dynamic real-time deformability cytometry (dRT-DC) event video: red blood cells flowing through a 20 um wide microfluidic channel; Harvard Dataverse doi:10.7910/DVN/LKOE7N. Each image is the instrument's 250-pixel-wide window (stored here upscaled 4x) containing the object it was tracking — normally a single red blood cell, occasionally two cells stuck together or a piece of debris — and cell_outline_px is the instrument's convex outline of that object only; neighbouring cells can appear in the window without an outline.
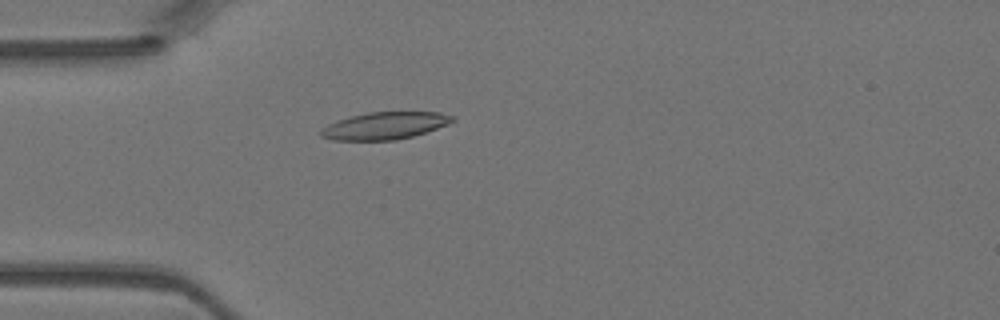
{"species": "Egyptian fruit bat (a non-hibernating species)", "species_latin": "Rousettus aegyptiacus", "temperature_condition": "warm", "stored_images_in_passage": 46, "camera_frame_rate_fps": 3000, "um_per_image_px": 0.085, "animal": {"sex": "female"}, "frame": {"image": 1, "passage_image": 13, "time_ms": 4.0, "image_size_px": [1000, 320], "cell_outline_px": [[456, 120], [448, 124], [412, 136], [396, 140], [332, 140], [320, 136], [320, 132], [328, 124], [336, 120], [368, 112], [440, 112], [456, 116]], "centroid_in_image_um": [32.72, 10.68], "position_along_channel_um": 52.3, "area_um2": 20.81}}
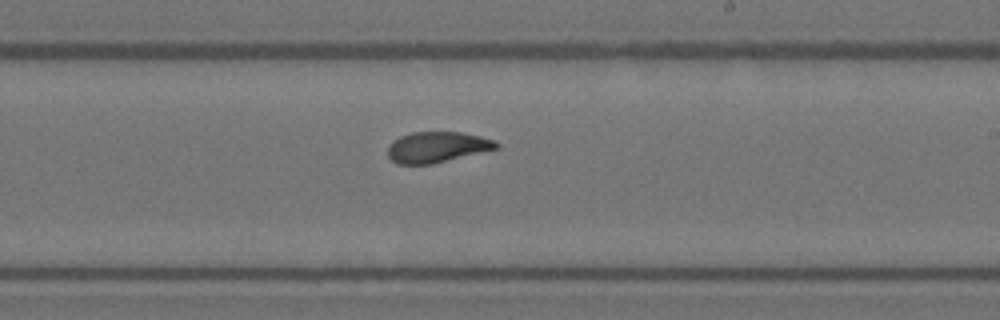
{"frame": {"image": 2, "passage_image": 27, "time_ms": 8.667, "image_size_px": [1000, 320], "cell_outline_px": [[500, 144], [496, 148], [432, 164], [396, 164], [388, 156], [388, 144], [392, 140], [400, 136], [412, 132], [460, 132], [480, 136], [496, 140]], "centroid_in_image_um": [37.1, 12.49], "position_along_channel_um": 251.9, "area_um2": 19.36}}
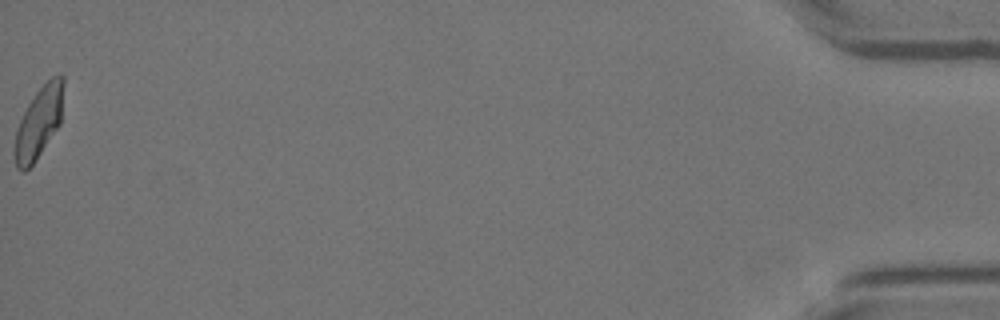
{"frame": {"image": 3, "passage_image": 46, "time_ms": 15.0, "image_size_px": [1000, 320], "cell_outline_px": [[64, 84], [60, 124], [36, 160], [24, 172], [20, 172], [16, 168], [12, 156], [12, 152], [16, 132], [20, 120], [28, 104], [36, 92], [52, 76], [60, 72], [64, 76]], "centroid_in_image_um": [3.28, 10.44], "position_along_channel_um": 431.9, "area_um2": 20.58}}